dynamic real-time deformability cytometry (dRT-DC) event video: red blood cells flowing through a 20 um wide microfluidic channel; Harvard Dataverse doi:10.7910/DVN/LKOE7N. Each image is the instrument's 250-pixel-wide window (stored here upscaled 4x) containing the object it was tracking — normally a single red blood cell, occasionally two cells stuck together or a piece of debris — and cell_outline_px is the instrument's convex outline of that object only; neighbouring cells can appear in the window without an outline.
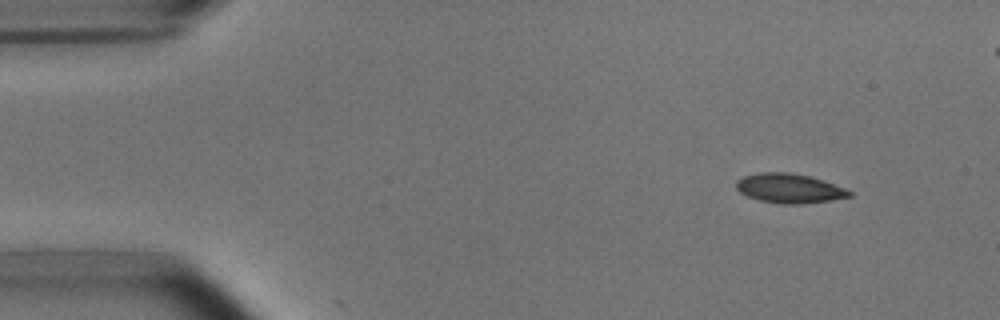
{"species": "common noctule bat (a hibernating species)", "species_latin": "Nyctalus noctula", "temperature_condition": "room temperature", "stored_images_in_passage": 4, "camera_frame_rate_fps": 3000, "um_per_image_px": 0.085, "animal": {"sex": "male", "body_mass_g": 15.6}, "frame": {"image": 1, "passage_image": 1, "time_ms": 0.0, "image_size_px": [1000, 320], "cell_outline_px": [[852, 196], [832, 200], [804, 204], [780, 204], [760, 200], [748, 196], [740, 192], [736, 188], [736, 180], [740, 176], [760, 172], [788, 172], [808, 176], [824, 180], [844, 188], [852, 192]], "centroid_in_image_um": [67.07, 16.01], "position_along_channel_um": 17.9, "area_um2": 19.54}}